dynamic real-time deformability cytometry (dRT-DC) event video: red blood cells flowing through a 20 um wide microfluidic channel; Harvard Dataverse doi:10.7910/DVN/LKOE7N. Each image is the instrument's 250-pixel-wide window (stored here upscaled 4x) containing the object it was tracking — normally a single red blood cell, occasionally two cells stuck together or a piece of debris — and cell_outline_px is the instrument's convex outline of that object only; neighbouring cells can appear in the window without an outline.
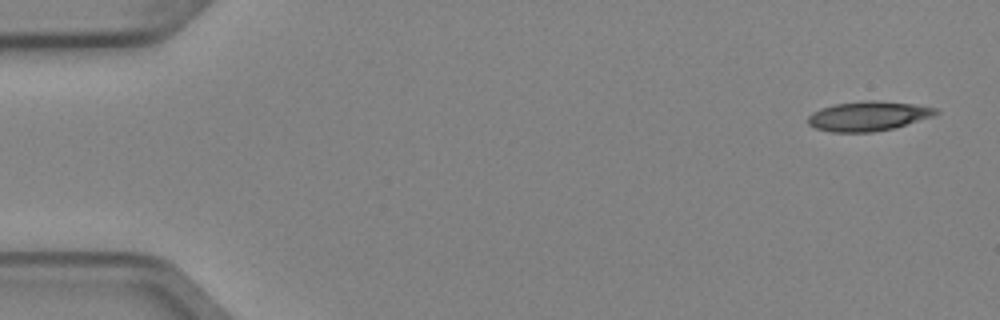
{"species": "Egyptian fruit bat (a non-hibernating species)", "species_latin": "Rousettus aegyptiacus", "temperature_condition": "cold", "stored_images_in_passage": 4, "camera_frame_rate_fps": 3000, "um_per_image_px": 0.085, "animal": {"sex": "female"}, "frame": {"image": 1, "passage_image": 1, "time_ms": 0.0, "image_size_px": [1000, 320], "cell_outline_px": [[940, 112], [932, 116], [892, 128], [872, 132], [832, 132], [816, 128], [808, 124], [808, 116], [812, 112], [820, 108], [836, 104], [864, 100], [876, 100], [912, 104], [936, 108]], "centroid_in_image_um": [73.75, 9.86], "position_along_channel_um": 11.2, "area_um2": 21.79}}